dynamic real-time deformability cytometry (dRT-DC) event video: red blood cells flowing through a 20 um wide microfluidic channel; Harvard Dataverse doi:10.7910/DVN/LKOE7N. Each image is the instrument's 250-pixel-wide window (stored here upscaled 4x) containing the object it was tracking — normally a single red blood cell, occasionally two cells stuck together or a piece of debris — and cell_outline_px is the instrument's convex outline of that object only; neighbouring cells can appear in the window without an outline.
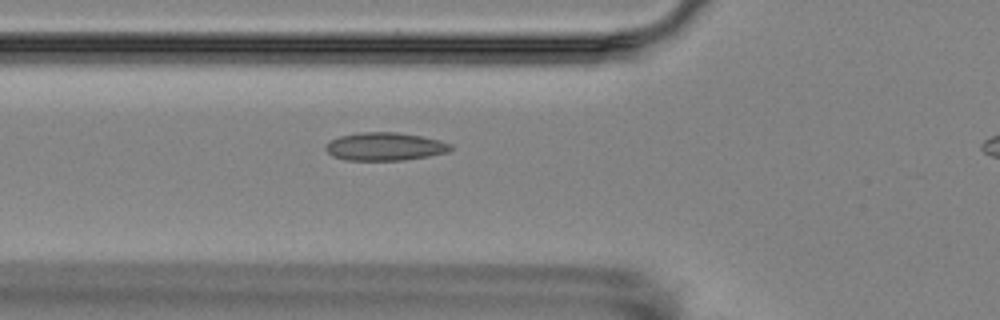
{"species": "Egyptian fruit bat (a non-hibernating species)", "species_latin": "Rousettus aegyptiacus", "temperature_condition": "room temperature", "stored_images_in_passage": 4, "segment_of_instrument_passage": [1, 2], "camera_frame_rate_fps": 3000, "um_per_image_px": 0.085, "animal": {"sex": "female"}, "frame": {"image": 1, "passage_image": 3, "time_ms": 2.0, "image_size_px": [1000, 320], "cell_outline_px": [[452, 148], [448, 152], [428, 156], [404, 160], [344, 160], [332, 156], [324, 148], [324, 144], [328, 140], [340, 136], [360, 132], [396, 132], [420, 136], [440, 140], [452, 144]], "centroid_in_image_um": [32.67, 12.45], "position_along_channel_um": 93.1, "area_um2": 20.58}}